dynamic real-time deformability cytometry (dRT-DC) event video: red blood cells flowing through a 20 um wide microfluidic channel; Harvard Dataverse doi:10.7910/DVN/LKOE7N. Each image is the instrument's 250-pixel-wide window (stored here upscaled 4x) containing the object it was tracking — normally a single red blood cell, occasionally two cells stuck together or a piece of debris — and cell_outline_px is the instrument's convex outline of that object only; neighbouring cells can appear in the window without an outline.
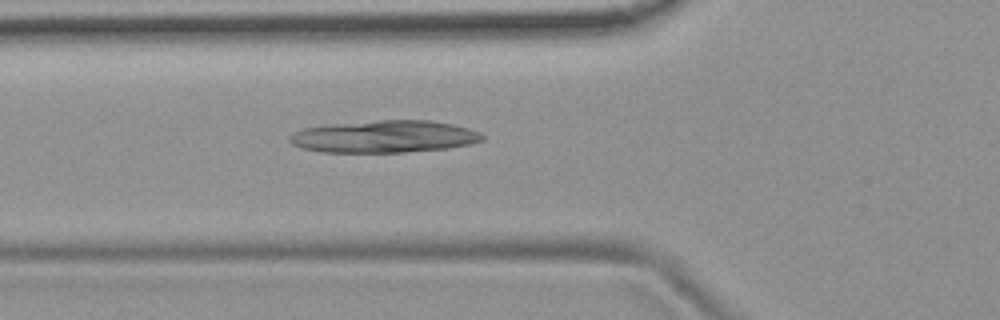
{"species": "common noctule bat (a hibernating species)", "species_latin": "Nyctalus noctula", "temperature_condition": "room temperature", "stored_images_in_passage": 50, "camera_frame_rate_fps": 3000, "um_per_image_px": 0.085, "animal": {"sex": "female", "body_mass_g": 19.9}, "frame": {"image": 1, "passage_image": 19, "time_ms": 6.0, "image_size_px": [1000, 320], "cell_outline_px": [[484, 140], [468, 144], [448, 148], [404, 152], [324, 152], [304, 148], [292, 144], [288, 140], [288, 136], [304, 128], [332, 124], [380, 120], [432, 120], [452, 124], [468, 128], [480, 132], [484, 136]], "centroid_in_image_um": [32.69, 11.6], "position_along_channel_um": 93.1, "area_um2": 36.01}}
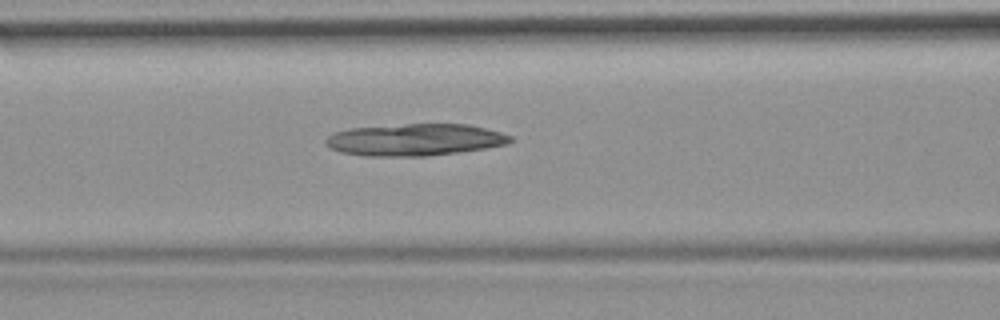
{"frame": {"image": 2, "passage_image": 22, "time_ms": 7.0, "image_size_px": [1000, 320], "cell_outline_px": [[512, 140], [508, 144], [460, 152], [424, 156], [364, 156], [340, 152], [332, 148], [324, 140], [332, 132], [348, 128], [408, 124], [468, 124], [500, 132], [512, 136]], "centroid_in_image_um": [35.25, 11.88], "position_along_channel_um": 131.4, "area_um2": 34.33}}
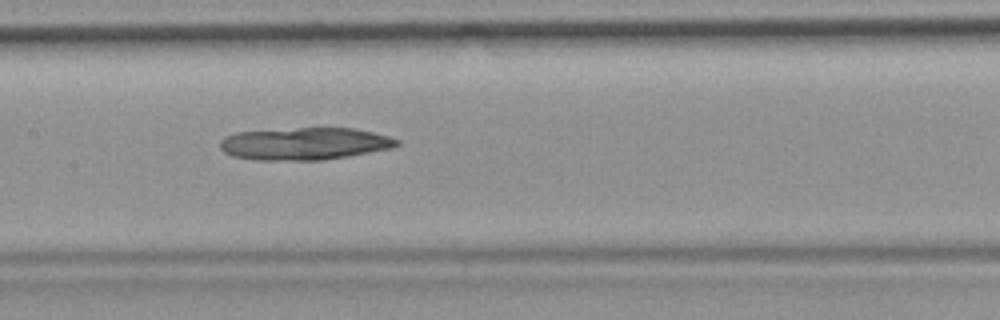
{"frame": {"image": 3, "passage_image": 26, "time_ms": 8.333, "image_size_px": [1000, 320], "cell_outline_px": [[400, 144], [392, 148], [320, 160], [256, 160], [232, 156], [224, 152], [220, 148], [220, 140], [224, 136], [236, 132], [300, 128], [352, 128], [372, 132], [388, 136], [400, 140]], "centroid_in_image_um": [25.85, 12.21], "position_along_channel_um": 181.5, "area_um2": 33.12}}